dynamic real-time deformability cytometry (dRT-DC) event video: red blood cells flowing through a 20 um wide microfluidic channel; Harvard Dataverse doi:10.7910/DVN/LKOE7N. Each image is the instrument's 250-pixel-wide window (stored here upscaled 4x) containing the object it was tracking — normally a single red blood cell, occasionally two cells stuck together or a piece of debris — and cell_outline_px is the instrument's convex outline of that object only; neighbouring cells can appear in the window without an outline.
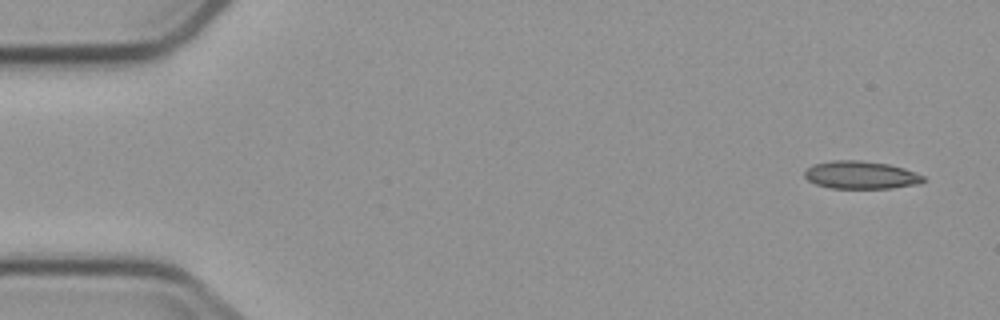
{"species": "common noctule bat (a hibernating species)", "species_latin": "Nyctalus noctula", "temperature_condition": "cold", "stored_images_in_passage": 4, "camera_frame_rate_fps": 3000, "um_per_image_px": 0.085, "animal": {"sex": "male", "body_mass_g": 23.1, "forearm_length_mm": 52.7}, "frame": {"image": 1, "passage_image": 1, "time_ms": 0.0, "image_size_px": [1000, 320], "cell_outline_px": [[928, 180], [920, 184], [892, 188], [832, 188], [816, 184], [808, 180], [804, 176], [804, 172], [812, 164], [832, 160], [860, 160], [888, 164], [904, 168], [924, 176]], "centroid_in_image_um": [73.2, 14.87], "position_along_channel_um": 11.8, "area_um2": 19.36}}